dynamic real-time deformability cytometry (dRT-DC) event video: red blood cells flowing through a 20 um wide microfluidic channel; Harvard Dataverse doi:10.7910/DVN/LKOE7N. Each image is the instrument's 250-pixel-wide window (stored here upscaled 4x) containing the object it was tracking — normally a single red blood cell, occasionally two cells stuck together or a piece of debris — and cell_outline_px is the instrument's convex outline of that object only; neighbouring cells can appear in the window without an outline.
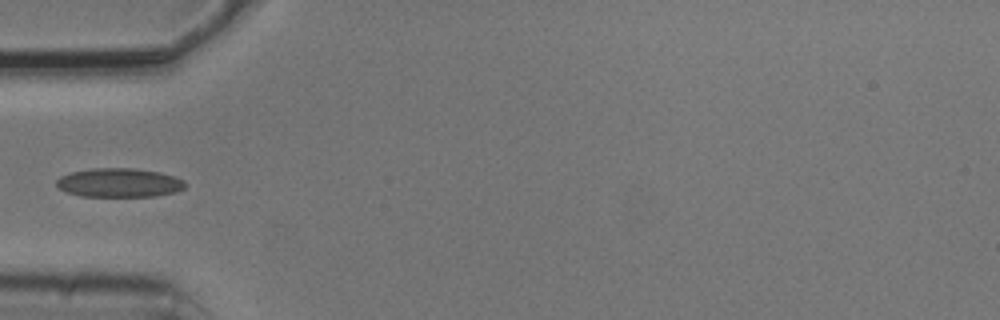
{"species": "common noctule bat (a hibernating species)", "species_latin": "Nyctalus noctula", "temperature_condition": "cold", "stored_images_in_passage": 3, "camera_frame_rate_fps": 3000, "um_per_image_px": 0.085, "animal": {"sex": "male", "body_mass_g": 20.5, "forearm_length_mm": 52.5}, "frame": {"image": 1, "passage_image": 3, "time_ms": 0.667, "image_size_px": [1000, 320], "cell_outline_px": [[188, 184], [184, 188], [176, 192], [156, 196], [80, 196], [68, 192], [60, 188], [56, 184], [56, 180], [60, 176], [72, 172], [92, 168], [136, 168], [160, 172], [184, 180]], "centroid_in_image_um": [10.16, 15.52], "position_along_channel_um": 74.8, "area_um2": 21.73}}